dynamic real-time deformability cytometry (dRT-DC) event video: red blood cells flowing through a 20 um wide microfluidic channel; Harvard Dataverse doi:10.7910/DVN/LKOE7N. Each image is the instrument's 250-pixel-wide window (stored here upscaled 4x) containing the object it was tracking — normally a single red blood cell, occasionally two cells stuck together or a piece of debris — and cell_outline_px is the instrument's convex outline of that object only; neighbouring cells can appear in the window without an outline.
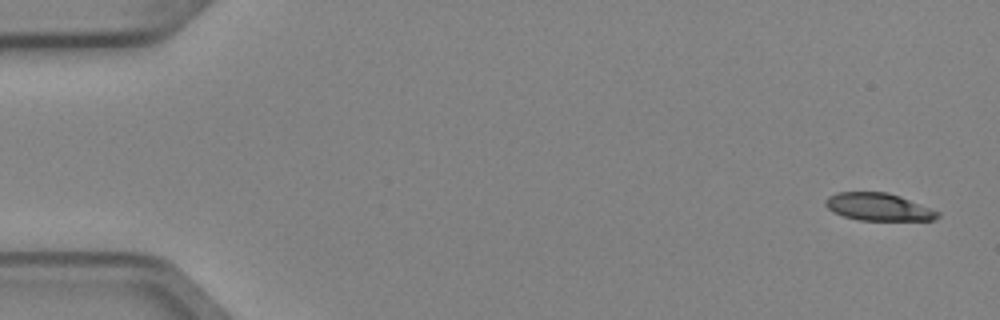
{"species": "Egyptian fruit bat (a non-hibernating species)", "species_latin": "Rousettus aegyptiacus", "temperature_condition": "cold", "stored_images_in_passage": 7, "camera_frame_rate_fps": 3000, "um_per_image_px": 0.085, "animal": {"sex": "female"}, "frame": {"image": 1, "passage_image": 1, "time_ms": 0.0, "image_size_px": [1000, 320], "cell_outline_px": [[940, 216], [936, 220], [860, 220], [844, 216], [832, 212], [824, 204], [824, 200], [828, 196], [836, 192], [888, 192], [900, 196], [940, 212]], "centroid_in_image_um": [74.65, 17.58], "position_along_channel_um": 10.4, "area_um2": 18.03}}
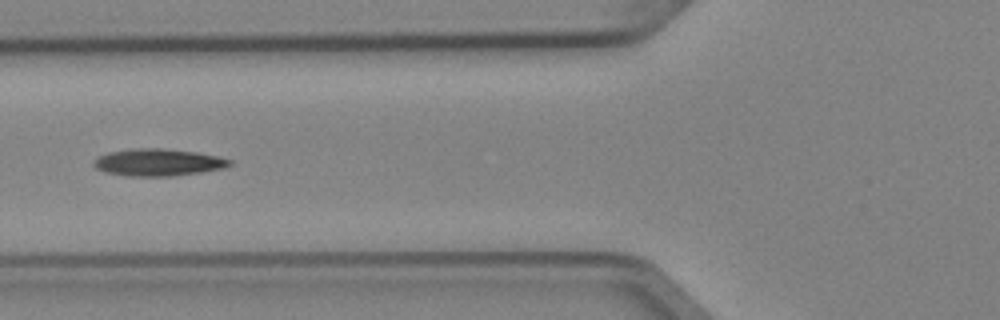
{"frame": {"image": 2, "passage_image": 6, "time_ms": 1.667, "image_size_px": [1000, 320], "cell_outline_px": [[232, 164], [224, 168], [200, 172], [172, 176], [132, 176], [108, 172], [96, 168], [92, 164], [92, 160], [96, 156], [108, 152], [132, 148], [164, 148], [196, 152], [220, 156], [232, 160]], "centroid_in_image_um": [13.44, 13.78], "position_along_channel_um": 112.4, "area_um2": 21.62}}
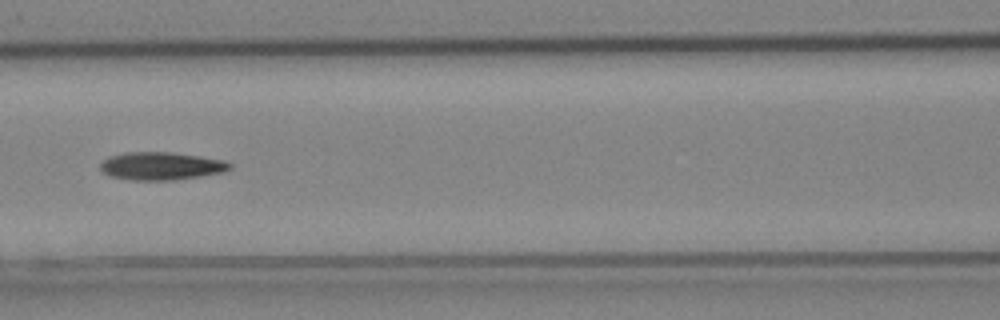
{"frame": {"image": 3, "passage_image": 7, "time_ms": 2.0, "image_size_px": [1000, 320], "cell_outline_px": [[232, 168], [224, 172], [176, 180], [132, 180], [112, 176], [104, 172], [100, 168], [100, 164], [108, 156], [124, 152], [168, 152], [200, 156], [224, 160], [232, 164]], "centroid_in_image_um": [13.72, 14.11], "position_along_channel_um": 152.9, "area_um2": 21.04}}